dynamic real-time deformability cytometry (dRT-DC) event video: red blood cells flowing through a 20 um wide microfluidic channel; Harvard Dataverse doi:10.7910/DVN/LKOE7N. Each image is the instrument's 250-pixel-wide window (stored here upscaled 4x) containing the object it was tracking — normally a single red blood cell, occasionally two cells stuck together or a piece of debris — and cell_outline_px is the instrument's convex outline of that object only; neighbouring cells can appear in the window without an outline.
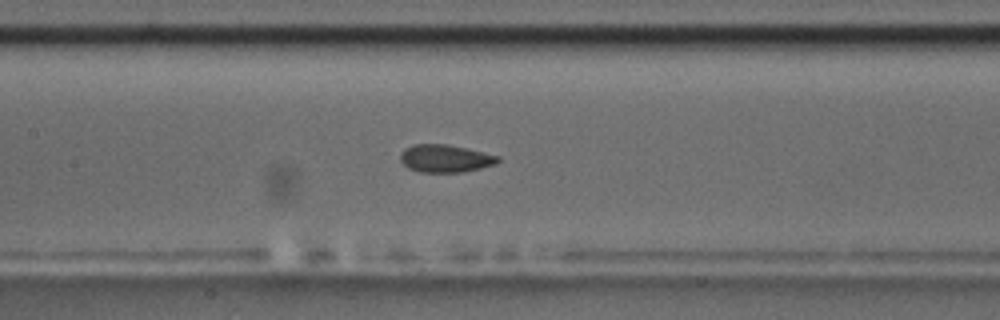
{"species": "common noctule bat (a hibernating species)", "species_latin": "Nyctalus noctula", "temperature_condition": "room temperature", "stored_images_in_passage": 18, "camera_frame_rate_fps": 3000, "um_per_image_px": 0.085, "animal": {"sex": "male", "body_mass_g": 17.5, "forearm_length_mm": 52.3}, "frame": {"image": 1, "passage_image": 16, "time_ms": 5.0, "image_size_px": [1000, 320], "cell_outline_px": [[500, 160], [496, 164], [480, 168], [460, 172], [420, 172], [408, 168], [400, 160], [400, 152], [404, 148], [412, 144], [448, 144], [500, 156]], "centroid_in_image_um": [37.82, 13.46], "position_along_channel_um": 169.6, "area_um2": 15.78}}